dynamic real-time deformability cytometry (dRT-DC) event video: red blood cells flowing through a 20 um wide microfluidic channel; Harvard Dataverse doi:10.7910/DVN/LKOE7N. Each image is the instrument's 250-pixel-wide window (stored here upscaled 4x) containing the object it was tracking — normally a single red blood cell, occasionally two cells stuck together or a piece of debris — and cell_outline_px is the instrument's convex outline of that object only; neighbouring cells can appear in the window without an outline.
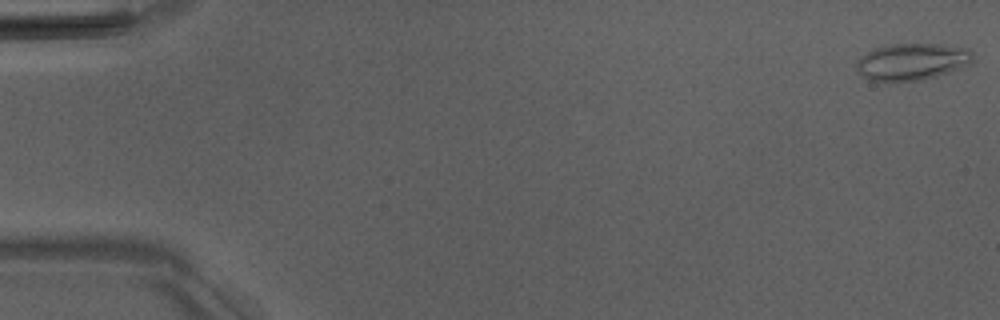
{"species": "Egyptian fruit bat (a non-hibernating species)", "species_latin": "Rousettus aegyptiacus", "temperature_condition": "room temperature", "stored_images_in_passage": 52, "camera_frame_rate_fps": 3000, "um_per_image_px": 0.085, "animal": {"sex": "male"}, "frame": {"image": 1, "passage_image": 1, "time_ms": 0.0, "image_size_px": [1000, 320], "cell_outline_px": [[972, 64], [936, 76], [920, 80], [868, 80], [860, 76], [856, 68], [856, 64], [860, 56], [884, 44], [940, 44], [968, 48], [972, 52]], "centroid_in_image_um": [77.51, 5.23], "position_along_channel_um": 7.5, "area_um2": 24.91}}
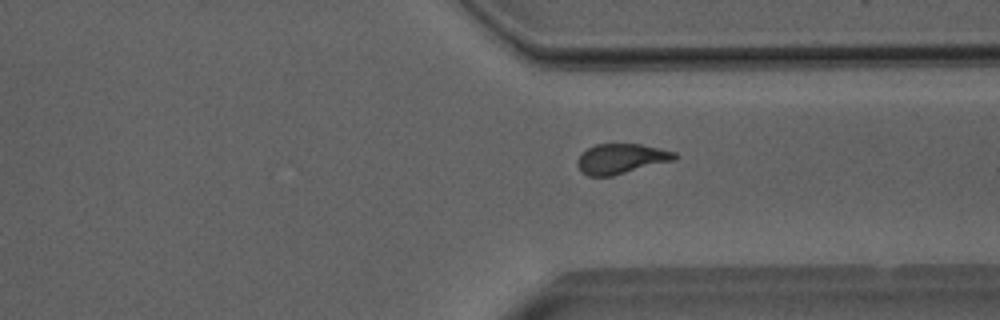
{"frame": {"image": 2, "passage_image": 39, "time_ms": 12.667, "image_size_px": [1000, 320], "cell_outline_px": [[680, 156], [676, 160], [612, 176], [588, 176], [576, 164], [576, 160], [588, 148], [596, 144], [640, 144], [660, 148], [676, 152]], "centroid_in_image_um": [52.86, 13.49], "position_along_channel_um": 358.5, "area_um2": 17.05}}
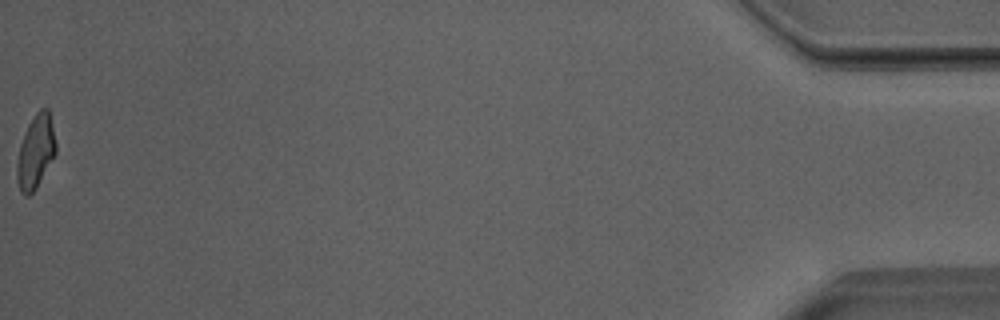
{"frame": {"image": 3, "passage_image": 52, "time_ms": 17.0, "image_size_px": [1000, 320], "cell_outline_px": [[56, 152], [36, 188], [28, 196], [24, 196], [20, 192], [16, 180], [16, 164], [20, 144], [24, 132], [28, 124], [36, 112], [40, 108], [48, 108], [56, 140]], "centroid_in_image_um": [3.01, 12.9], "position_along_channel_um": 432.2, "area_um2": 16.76}, "authors_computed_cell_mechanics": {"area_um2": 17.2533, "velocity_mm_per_s": 4.0176, "shape_relaxation_time_tau1_ms": null, "shape_relaxation_time_tau2_ms": 1.8069, "deformation_change_tau1": null, "deformation_change_tau2": 0.0751}}